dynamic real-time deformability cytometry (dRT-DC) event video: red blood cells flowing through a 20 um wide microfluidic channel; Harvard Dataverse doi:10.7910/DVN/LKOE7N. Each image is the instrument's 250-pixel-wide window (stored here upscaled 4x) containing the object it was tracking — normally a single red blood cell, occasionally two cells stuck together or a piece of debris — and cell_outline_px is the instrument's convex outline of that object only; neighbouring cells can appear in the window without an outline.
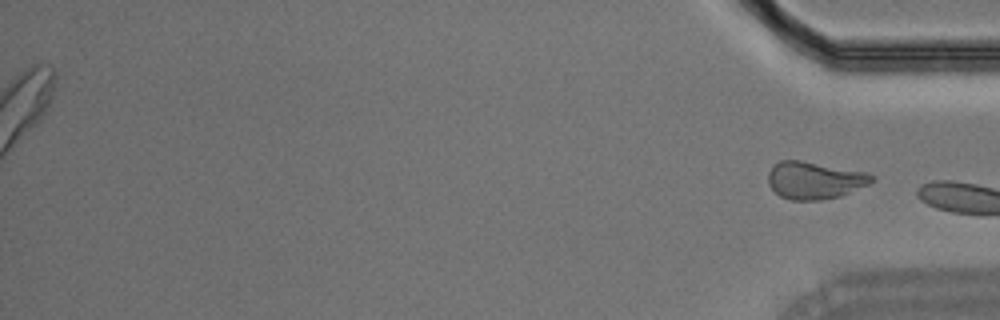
{"species": "Egyptian fruit bat (a non-hibernating species)", "species_latin": "Rousettus aegyptiacus", "temperature_condition": "room temperature", "stored_images_in_passage": 30, "segment_of_instrument_passage": [2, 2], "camera_frame_rate_fps": 3000, "um_per_image_px": 0.085, "animal": {"sex": "male"}, "frame": {"image": 1, "passage_image": 30, "time_ms": 9.667, "image_size_px": [1000, 320], "cell_outline_px": [[876, 180], [868, 184], [840, 196], [820, 200], [792, 200], [780, 196], [768, 184], [768, 172], [772, 164], [780, 160], [800, 160], [868, 172], [876, 176]], "centroid_in_image_um": [69.24, 15.31], "position_along_channel_um": 366.0, "area_um2": 22.72}}